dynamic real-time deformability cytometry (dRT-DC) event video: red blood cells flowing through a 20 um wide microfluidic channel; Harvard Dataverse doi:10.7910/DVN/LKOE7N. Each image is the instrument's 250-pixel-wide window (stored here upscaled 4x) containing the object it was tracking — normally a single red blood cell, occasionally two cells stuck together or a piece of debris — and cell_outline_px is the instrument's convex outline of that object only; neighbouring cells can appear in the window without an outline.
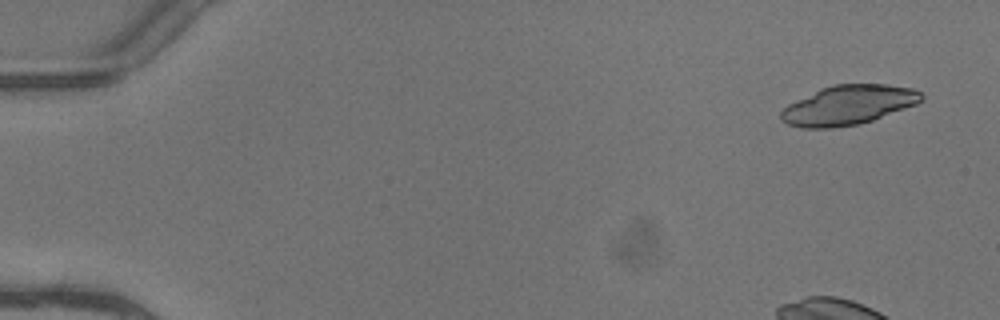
{"species": "common noctule bat (a hibernating species)", "species_latin": "Nyctalus noctula", "temperature_condition": "warm", "stored_images_in_passage": 5, "camera_frame_rate_fps": 3000, "um_per_image_px": 0.085, "animal": {"sex": "female"}, "frame": {"image": 1, "passage_image": 1, "time_ms": 0.0, "image_size_px": [1000, 320], "cell_outline_px": [[924, 100], [916, 104], [872, 120], [860, 124], [832, 128], [800, 128], [788, 124], [780, 120], [780, 112], [788, 104], [820, 88], [832, 84], [888, 84], [912, 88], [924, 92]], "centroid_in_image_um": [72.11, 8.92], "position_along_channel_um": 12.9, "area_um2": 32.54}}